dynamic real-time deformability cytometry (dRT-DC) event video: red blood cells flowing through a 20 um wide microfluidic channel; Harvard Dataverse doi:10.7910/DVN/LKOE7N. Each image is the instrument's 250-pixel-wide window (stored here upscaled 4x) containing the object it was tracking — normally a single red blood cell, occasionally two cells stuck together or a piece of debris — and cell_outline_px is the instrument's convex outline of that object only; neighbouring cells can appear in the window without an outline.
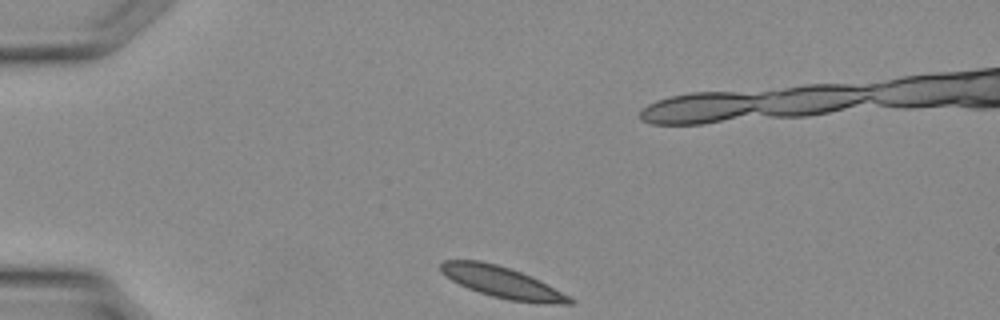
{"species": "Egyptian fruit bat (a non-hibernating species)", "species_latin": "Rousettus aegyptiacus", "temperature_condition": "warm", "stored_images_in_passage": 25, "camera_frame_rate_fps": 3000, "um_per_image_px": 0.085, "animal": {"sex": "female"}, "frame": {"image": 1, "passage_image": 1, "time_ms": 0.0, "image_size_px": [1000, 320], "cell_outline_px": [[576, 300], [572, 304], [544, 304], [508, 300], [492, 296], [468, 288], [452, 280], [440, 272], [440, 264], [444, 260], [480, 260], [512, 268]], "centroid_in_image_um": [42.63, 23.99], "position_along_channel_um": 42.4, "area_um2": 23.06}}
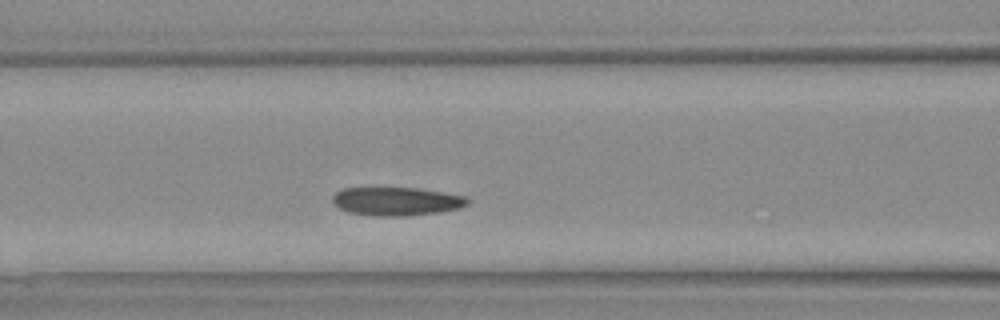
{"frame": {"image": 2, "passage_image": 8, "time_ms": 2.333, "image_size_px": [1000, 320], "cell_outline_px": [[468, 204], [460, 208], [440, 212], [404, 216], [372, 216], [348, 212], [332, 204], [332, 196], [336, 192], [344, 188], [416, 188], [468, 196]], "centroid_in_image_um": [33.69, 17.12], "position_along_channel_um": 132.9, "area_um2": 22.48}}